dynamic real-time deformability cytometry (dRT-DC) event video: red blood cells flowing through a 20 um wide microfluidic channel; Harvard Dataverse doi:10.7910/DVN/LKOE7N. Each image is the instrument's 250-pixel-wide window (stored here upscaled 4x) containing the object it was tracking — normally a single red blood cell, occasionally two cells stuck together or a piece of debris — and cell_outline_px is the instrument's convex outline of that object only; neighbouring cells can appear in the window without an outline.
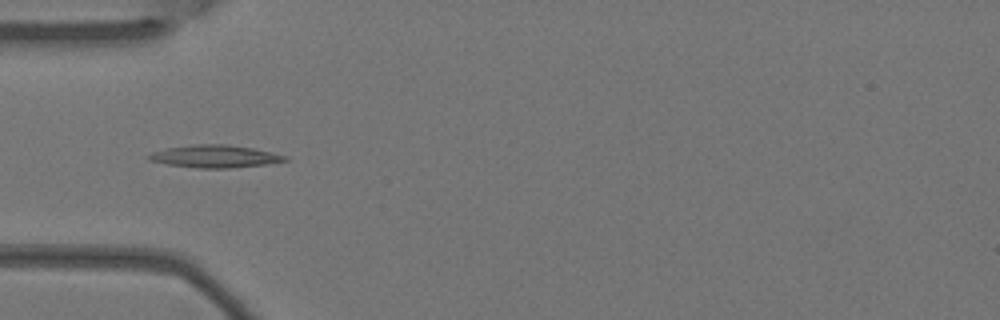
{"species": "Egyptian fruit bat (a non-hibernating species)", "species_latin": "Rousettus aegyptiacus", "temperature_condition": "warm", "stored_images_in_passage": 6, "camera_frame_rate_fps": 3000, "um_per_image_px": 0.085, "animal": {"sex": "female"}, "frame": {"image": 1, "passage_image": 5, "time_ms": 1.333, "image_size_px": [1000, 320], "cell_outline_px": [[288, 160], [264, 164], [228, 168], [200, 168], [168, 164], [148, 160], [144, 156], [152, 152], [168, 148], [196, 144], [224, 144], [252, 148], [272, 152], [288, 156]], "centroid_in_image_um": [18.24, 13.28], "position_along_channel_um": 66.8, "area_um2": 17.69}}
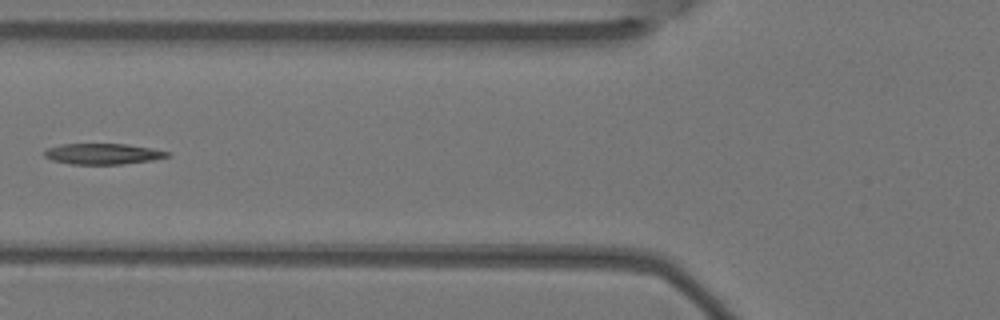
{"frame": {"image": 2, "passage_image": 6, "time_ms": 1.667, "image_size_px": [1000, 320], "cell_outline_px": [[168, 156], [152, 160], [120, 164], [72, 164], [52, 160], [44, 156], [44, 152], [48, 148], [60, 144], [128, 144], [152, 148], [168, 152]], "centroid_in_image_um": [8.71, 13.07], "position_along_channel_um": 117.1, "area_um2": 14.74}}